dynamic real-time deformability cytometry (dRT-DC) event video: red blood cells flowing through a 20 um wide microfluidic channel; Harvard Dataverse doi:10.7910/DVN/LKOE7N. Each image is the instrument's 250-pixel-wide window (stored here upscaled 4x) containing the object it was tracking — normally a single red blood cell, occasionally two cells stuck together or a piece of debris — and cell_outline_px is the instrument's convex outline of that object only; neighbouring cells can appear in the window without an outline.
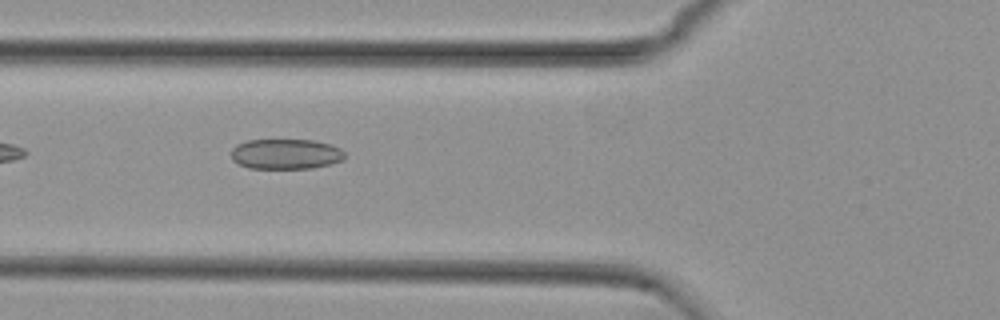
{"species": "common noctule bat (a hibernating species)", "species_latin": "Nyctalus noctula", "temperature_condition": "cold", "stored_images_in_passage": 38, "camera_frame_rate_fps": 3000, "um_per_image_px": 0.085, "animal": {"sex": "female", "body_mass_g": 29.2, "forearm_length_mm": 56.3}, "frame": {"image": 1, "passage_image": 3, "time_ms": 0.667, "image_size_px": [1000, 320], "cell_outline_px": [[344, 160], [332, 164], [312, 168], [248, 168], [232, 160], [232, 148], [236, 144], [248, 140], [312, 140], [328, 144], [340, 148], [344, 152]], "centroid_in_image_um": [24.29, 13.09], "position_along_channel_um": 101.5, "area_um2": 20.0}}
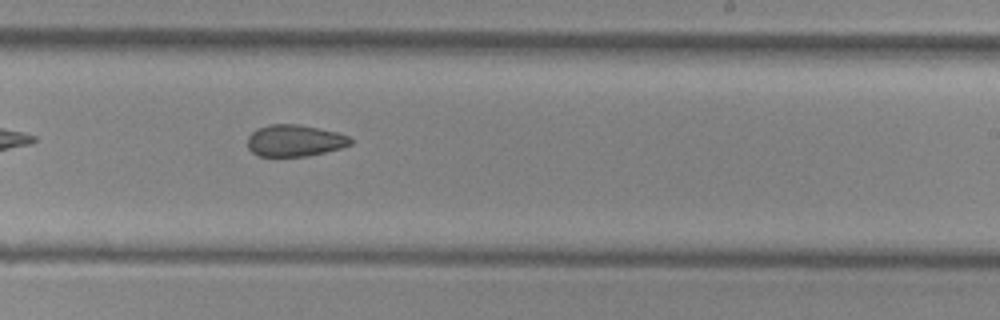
{"frame": {"image": 2, "passage_image": 16, "time_ms": 5.0, "image_size_px": [1000, 320], "cell_outline_px": [[352, 144], [340, 148], [308, 156], [256, 156], [248, 148], [248, 136], [256, 128], [268, 124], [300, 124], [336, 132], [348, 136], [352, 140]], "centroid_in_image_um": [25.02, 11.94], "position_along_channel_um": 264.0, "area_um2": 19.07}}
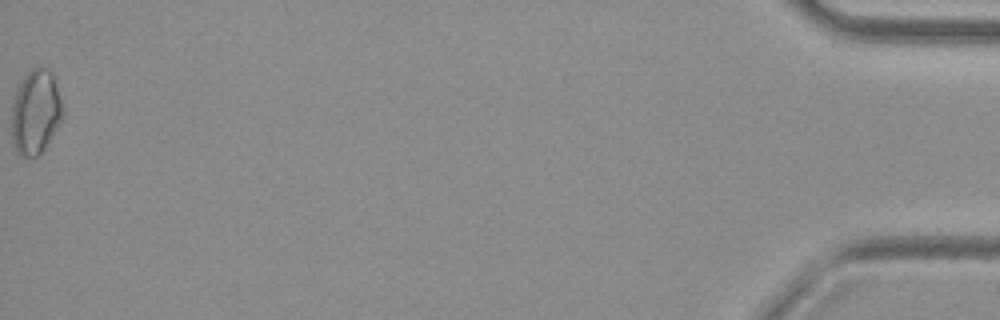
{"frame": {"image": 3, "passage_image": 38, "time_ms": 12.333, "image_size_px": [1000, 320], "cell_outline_px": [[64, 112], [52, 136], [44, 148], [36, 156], [20, 156], [16, 152], [12, 144], [12, 104], [16, 92], [24, 76], [36, 64], [40, 64], [48, 68], [52, 72], [64, 108]], "centroid_in_image_um": [3.02, 9.48], "position_along_channel_um": 432.2, "area_um2": 25.26}}